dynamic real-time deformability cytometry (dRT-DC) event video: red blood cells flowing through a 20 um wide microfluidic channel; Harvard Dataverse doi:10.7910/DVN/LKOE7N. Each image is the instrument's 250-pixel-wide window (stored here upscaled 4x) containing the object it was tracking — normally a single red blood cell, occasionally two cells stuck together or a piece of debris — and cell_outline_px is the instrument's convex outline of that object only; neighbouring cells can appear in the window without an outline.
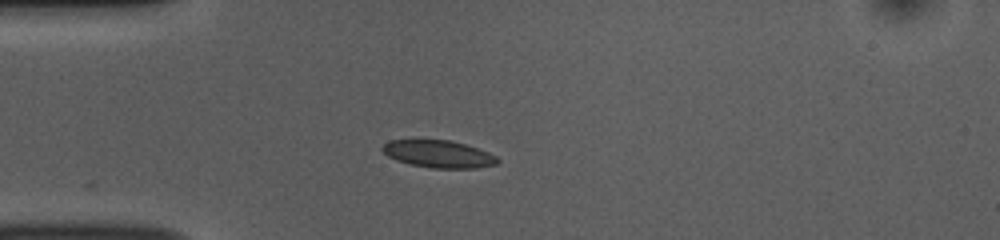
{"species": "common noctule bat (a hibernating species)", "species_latin": "Nyctalus noctula", "temperature_condition": "room temperature", "stored_images_in_passage": 25, "camera_frame_rate_fps": 3000, "um_per_image_px": 0.085, "animal": {"sex": "female", "body_mass_g": 10.0, "forearm_length_mm": 53.1}, "frame": {"image": 1, "passage_image": 1, "time_ms": 0.0, "image_size_px": [1000, 240], "cell_outline_px": [[500, 160], [496, 164], [476, 168], [432, 168], [408, 164], [396, 160], [388, 156], [380, 148], [384, 144], [392, 140], [452, 140], [488, 152], [496, 156]], "centroid_in_image_um": [37.27, 13.09], "position_along_channel_um": 47.7, "area_um2": 18.26}}
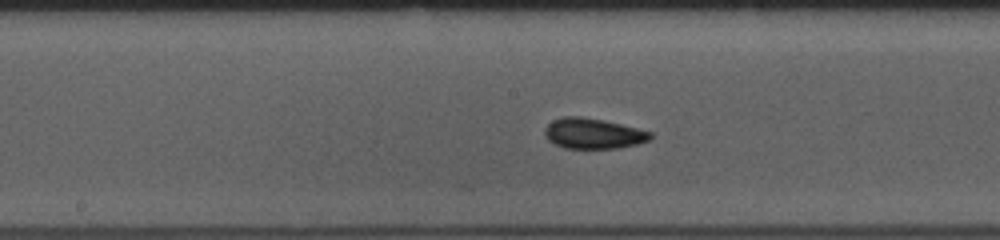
{"frame": {"image": 2, "passage_image": 14, "time_ms": 4.333, "image_size_px": [1000, 240], "cell_outline_px": [[652, 136], [648, 140], [636, 144], [620, 148], [564, 148], [548, 140], [544, 136], [544, 128], [552, 120], [564, 116], [580, 116], [604, 120], [652, 132]], "centroid_in_image_um": [50.38, 11.34], "position_along_channel_um": 197.8, "area_um2": 18.73}}
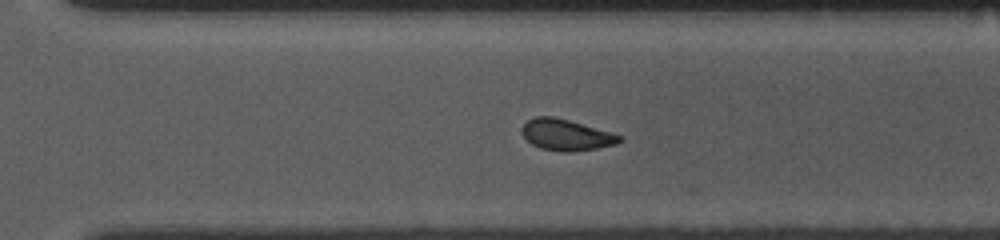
{"frame": {"image": 3, "passage_image": 24, "time_ms": 7.667, "image_size_px": [1000, 240], "cell_outline_px": [[624, 140], [616, 144], [596, 148], [572, 152], [560, 152], [540, 148], [532, 144], [524, 136], [524, 124], [528, 120], [536, 116], [552, 116], [568, 120], [612, 132], [624, 136]], "centroid_in_image_um": [48.19, 11.47], "position_along_channel_um": 322.4, "area_um2": 17.63}}